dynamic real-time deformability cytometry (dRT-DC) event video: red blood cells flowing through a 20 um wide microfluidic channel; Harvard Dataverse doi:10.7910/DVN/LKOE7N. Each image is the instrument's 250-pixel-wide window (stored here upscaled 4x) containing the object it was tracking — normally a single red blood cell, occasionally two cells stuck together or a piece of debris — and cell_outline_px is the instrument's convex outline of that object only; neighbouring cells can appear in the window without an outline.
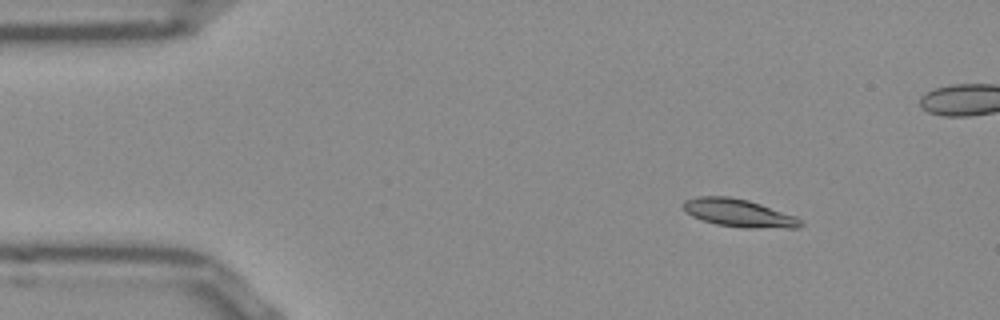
{"species": "Egyptian fruit bat (a non-hibernating species)", "species_latin": "Rousettus aegyptiacus", "temperature_condition": "room temperature", "stored_images_in_passage": 48, "camera_frame_rate_fps": 3000, "um_per_image_px": 0.085, "frame": {"image": 1, "passage_image": 2, "time_ms": 0.333, "image_size_px": [1000, 320], "cell_outline_px": [[804, 224], [800, 228], [740, 228], [716, 224], [692, 216], [684, 212], [680, 208], [680, 204], [684, 200], [696, 196], [728, 196], [748, 200], [796, 216]], "centroid_in_image_um": [62.74, 18.1], "position_along_channel_um": 22.3, "area_um2": 19.36}}
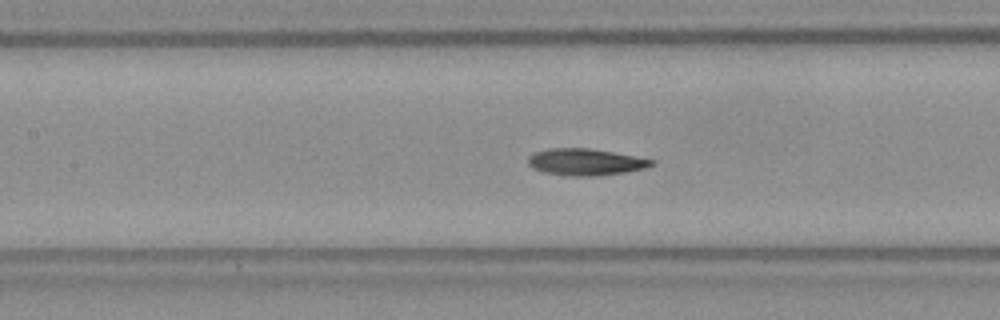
{"frame": {"image": 2, "passage_image": 18, "time_ms": 5.667, "image_size_px": [1000, 320], "cell_outline_px": [[656, 164], [644, 168], [624, 172], [596, 176], [568, 176], [544, 172], [532, 168], [528, 164], [528, 156], [536, 152], [548, 148], [588, 148], [612, 152], [656, 160]], "centroid_in_image_um": [49.76, 13.77], "position_along_channel_um": 157.6, "area_um2": 19.19}}
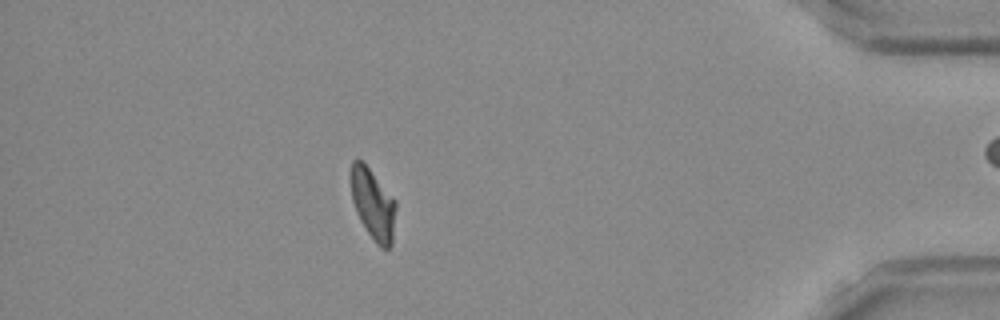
{"frame": {"image": 3, "passage_image": 41, "time_ms": 13.333, "image_size_px": [1000, 320], "cell_outline_px": [[396, 208], [392, 244], [388, 248], [380, 248], [376, 244], [360, 220], [356, 212], [352, 200], [352, 160], [360, 160], [368, 168], [396, 200]], "centroid_in_image_um": [31.73, 17.41], "position_along_channel_um": 403.5, "area_um2": 18.15}, "authors_computed_cell_mechanics": {"area_um2": 19.0451, "velocity_mm_per_s": 3.8662, "shape_relaxation_time_tau1_ms": 5.4965, "shape_relaxation_time_tau2_ms": 3.4656, "deformation_change_tau1": 0.1745, "deformation_change_tau2": 0.0817}}